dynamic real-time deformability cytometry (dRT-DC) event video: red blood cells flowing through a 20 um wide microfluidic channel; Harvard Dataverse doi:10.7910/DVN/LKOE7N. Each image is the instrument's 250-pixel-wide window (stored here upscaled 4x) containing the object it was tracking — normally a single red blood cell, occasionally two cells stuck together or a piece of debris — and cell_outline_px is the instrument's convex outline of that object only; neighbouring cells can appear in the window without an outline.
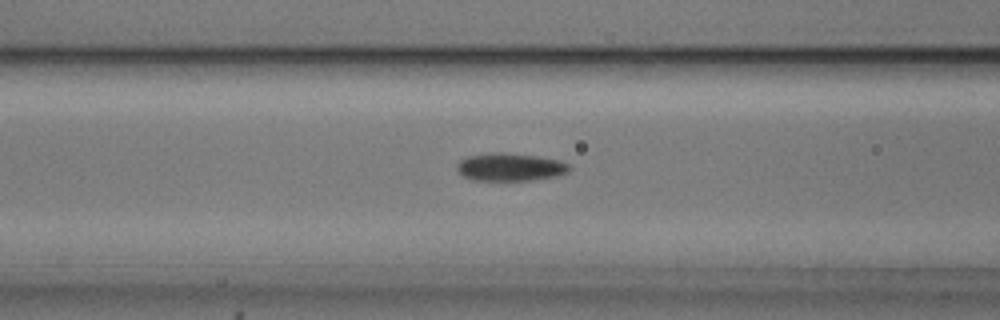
{"species": "common noctule bat (a hibernating species)", "species_latin": "Nyctalus noctula", "temperature_condition": "cold", "stored_images_in_passage": 45, "camera_frame_rate_fps": 3000, "um_per_image_px": 0.085, "animal": {"sex": "male", "body_mass_g": 20.5, "forearm_length_mm": 52.5}, "frame": {"image": 1, "passage_image": 12, "time_ms": 3.667, "image_size_px": [1000, 320], "cell_outline_px": [[572, 168], [568, 172], [556, 176], [528, 180], [472, 180], [464, 176], [456, 168], [456, 164], [460, 160], [468, 156], [492, 152], [500, 152], [536, 156], [560, 160], [568, 164]], "centroid_in_image_um": [43.36, 14.19], "position_along_channel_um": 123.2, "area_um2": 18.15}}
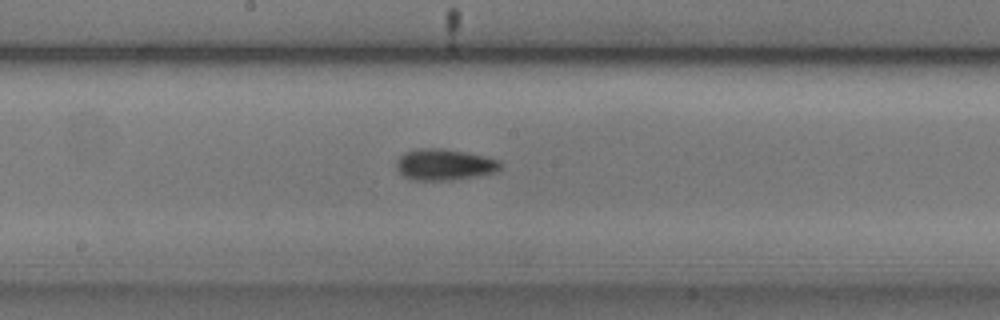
{"frame": {"image": 2, "passage_image": 19, "time_ms": 6.0, "image_size_px": [1000, 320], "cell_outline_px": [[504, 164], [496, 172], [476, 176], [448, 180], [416, 180], [404, 176], [396, 168], [396, 160], [404, 152], [416, 148], [440, 148], [464, 152], [484, 156], [500, 160]], "centroid_in_image_um": [37.77, 13.98], "position_along_channel_um": 210.4, "area_um2": 18.96}}
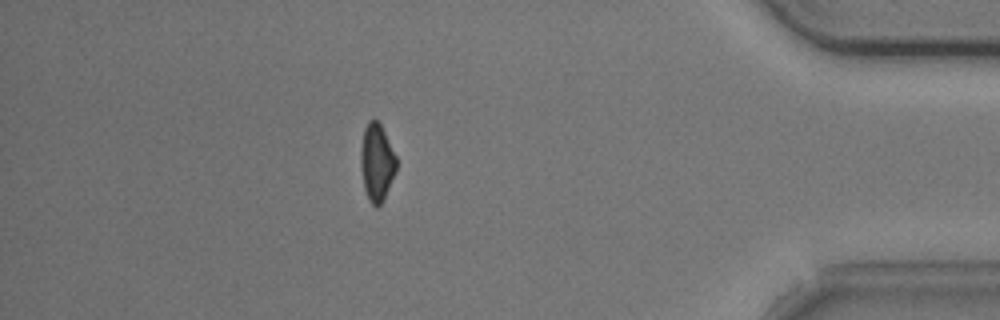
{"frame": {"image": 3, "passage_image": 38, "time_ms": 12.333, "image_size_px": [1000, 320], "cell_outline_px": [[396, 172], [380, 204], [376, 208], [368, 200], [364, 188], [360, 164], [360, 152], [364, 128], [368, 120], [376, 120], [380, 124], [396, 156]], "centroid_in_image_um": [32.0, 13.8], "position_along_channel_um": 403.2, "area_um2": 15.9}, "authors_computed_cell_mechanics": {"area_um2": 17.3978, "velocity_mm_per_s": 3.7233, "shape_relaxation_time_tau1_ms": 2.9071, "shape_relaxation_time_tau2_ms": 2.7471, "deformation_change_tau1": 0.1263, "deformation_change_tau2": 0.0812}}